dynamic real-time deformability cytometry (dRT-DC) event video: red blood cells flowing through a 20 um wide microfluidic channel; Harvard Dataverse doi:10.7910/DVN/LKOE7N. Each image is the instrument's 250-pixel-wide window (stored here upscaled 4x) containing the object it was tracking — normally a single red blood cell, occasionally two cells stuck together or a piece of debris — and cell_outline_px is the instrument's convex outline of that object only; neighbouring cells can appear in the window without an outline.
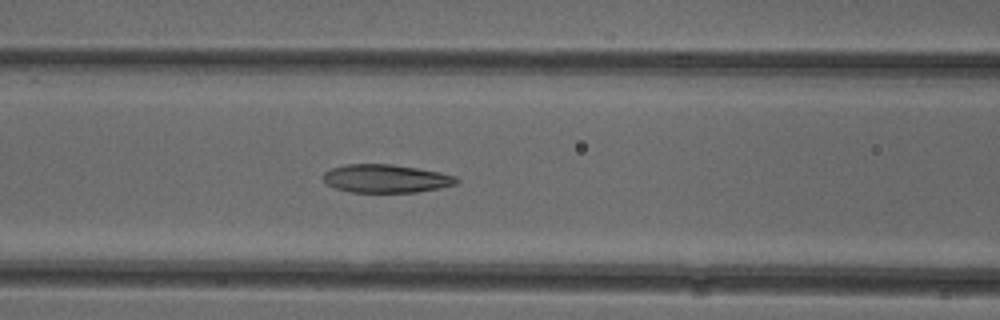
{"species": "common noctule bat (a hibernating species)", "species_latin": "Nyctalus noctula", "temperature_condition": "cold", "stored_images_in_passage": 24, "camera_frame_rate_fps": 3000, "um_per_image_px": 0.085, "animal": {"sex": "female"}, "frame": {"image": 1, "passage_image": 21, "time_ms": 6.667, "image_size_px": [1000, 320], "cell_outline_px": [[460, 180], [456, 184], [416, 192], [352, 192], [336, 188], [328, 184], [324, 180], [324, 172], [332, 168], [344, 164], [392, 164], [440, 172], [456, 176]], "centroid_in_image_um": [32.81, 15.17], "position_along_channel_um": 133.8, "area_um2": 21.73}}
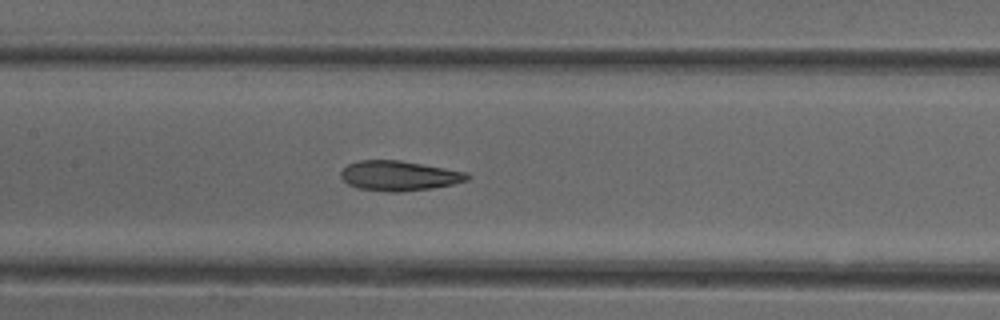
{"frame": {"image": 2, "passage_image": 24, "time_ms": 7.667, "image_size_px": [1000, 320], "cell_outline_px": [[472, 176], [468, 180], [452, 184], [432, 188], [400, 192], [388, 192], [360, 188], [348, 184], [340, 176], [340, 172], [348, 164], [356, 160], [400, 160], [444, 168], [464, 172]], "centroid_in_image_um": [33.9, 14.93], "position_along_channel_um": 173.5, "area_um2": 21.91}}